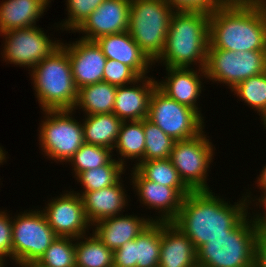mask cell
<instances>
[{
	"label": "cell",
	"instance_id": "obj_17",
	"mask_svg": "<svg viewBox=\"0 0 266 267\" xmlns=\"http://www.w3.org/2000/svg\"><path fill=\"white\" fill-rule=\"evenodd\" d=\"M131 0H105L74 31L83 33L80 38L94 41L97 38L128 31Z\"/></svg>",
	"mask_w": 266,
	"mask_h": 267
},
{
	"label": "cell",
	"instance_id": "obj_34",
	"mask_svg": "<svg viewBox=\"0 0 266 267\" xmlns=\"http://www.w3.org/2000/svg\"><path fill=\"white\" fill-rule=\"evenodd\" d=\"M36 263L42 267H76L75 238L57 237Z\"/></svg>",
	"mask_w": 266,
	"mask_h": 267
},
{
	"label": "cell",
	"instance_id": "obj_8",
	"mask_svg": "<svg viewBox=\"0 0 266 267\" xmlns=\"http://www.w3.org/2000/svg\"><path fill=\"white\" fill-rule=\"evenodd\" d=\"M57 237L41 209H26L12 216L14 265L37 262Z\"/></svg>",
	"mask_w": 266,
	"mask_h": 267
},
{
	"label": "cell",
	"instance_id": "obj_1",
	"mask_svg": "<svg viewBox=\"0 0 266 267\" xmlns=\"http://www.w3.org/2000/svg\"><path fill=\"white\" fill-rule=\"evenodd\" d=\"M212 191L199 190L187 194L172 222L188 236L196 249L212 238L225 236L251 209L244 194L232 205Z\"/></svg>",
	"mask_w": 266,
	"mask_h": 267
},
{
	"label": "cell",
	"instance_id": "obj_38",
	"mask_svg": "<svg viewBox=\"0 0 266 267\" xmlns=\"http://www.w3.org/2000/svg\"><path fill=\"white\" fill-rule=\"evenodd\" d=\"M175 11L213 12L227 0H165Z\"/></svg>",
	"mask_w": 266,
	"mask_h": 267
},
{
	"label": "cell",
	"instance_id": "obj_45",
	"mask_svg": "<svg viewBox=\"0 0 266 267\" xmlns=\"http://www.w3.org/2000/svg\"><path fill=\"white\" fill-rule=\"evenodd\" d=\"M254 1L266 5V0H254Z\"/></svg>",
	"mask_w": 266,
	"mask_h": 267
},
{
	"label": "cell",
	"instance_id": "obj_5",
	"mask_svg": "<svg viewBox=\"0 0 266 267\" xmlns=\"http://www.w3.org/2000/svg\"><path fill=\"white\" fill-rule=\"evenodd\" d=\"M257 235L249 212L225 236L212 238L197 249L198 267H254Z\"/></svg>",
	"mask_w": 266,
	"mask_h": 267
},
{
	"label": "cell",
	"instance_id": "obj_25",
	"mask_svg": "<svg viewBox=\"0 0 266 267\" xmlns=\"http://www.w3.org/2000/svg\"><path fill=\"white\" fill-rule=\"evenodd\" d=\"M121 123L114 113L85 116L82 119L84 142L113 150Z\"/></svg>",
	"mask_w": 266,
	"mask_h": 267
},
{
	"label": "cell",
	"instance_id": "obj_19",
	"mask_svg": "<svg viewBox=\"0 0 266 267\" xmlns=\"http://www.w3.org/2000/svg\"><path fill=\"white\" fill-rule=\"evenodd\" d=\"M153 77H140L135 82L118 86L113 113L122 121H137L147 118L151 94L157 86Z\"/></svg>",
	"mask_w": 266,
	"mask_h": 267
},
{
	"label": "cell",
	"instance_id": "obj_27",
	"mask_svg": "<svg viewBox=\"0 0 266 267\" xmlns=\"http://www.w3.org/2000/svg\"><path fill=\"white\" fill-rule=\"evenodd\" d=\"M116 149L118 161L125 167L126 161L135 160L137 166L144 161L145 133L143 130V119L137 121H122L117 141L113 150ZM126 160V161H125ZM138 161V162H137Z\"/></svg>",
	"mask_w": 266,
	"mask_h": 267
},
{
	"label": "cell",
	"instance_id": "obj_41",
	"mask_svg": "<svg viewBox=\"0 0 266 267\" xmlns=\"http://www.w3.org/2000/svg\"><path fill=\"white\" fill-rule=\"evenodd\" d=\"M258 176L259 177H257V179H256L257 180L256 186H257V188L259 187L258 189H260L262 193H261V196H259L258 198H257V196H256V198L254 196V197H252L254 199H252L251 198V195H252L251 192L250 191H249V193L246 192L245 198L248 199L247 201H248L249 205L250 204L252 205V202L254 203V201H256L257 199H262V198L266 197V164ZM251 200H252V202H251Z\"/></svg>",
	"mask_w": 266,
	"mask_h": 267
},
{
	"label": "cell",
	"instance_id": "obj_31",
	"mask_svg": "<svg viewBox=\"0 0 266 267\" xmlns=\"http://www.w3.org/2000/svg\"><path fill=\"white\" fill-rule=\"evenodd\" d=\"M147 180L171 188H189L179 176L170 159L142 161L134 166Z\"/></svg>",
	"mask_w": 266,
	"mask_h": 267
},
{
	"label": "cell",
	"instance_id": "obj_12",
	"mask_svg": "<svg viewBox=\"0 0 266 267\" xmlns=\"http://www.w3.org/2000/svg\"><path fill=\"white\" fill-rule=\"evenodd\" d=\"M42 29L44 28L36 25L1 33L3 39L5 38L1 53L3 61L31 70L49 56L61 45L62 40L50 39Z\"/></svg>",
	"mask_w": 266,
	"mask_h": 267
},
{
	"label": "cell",
	"instance_id": "obj_24",
	"mask_svg": "<svg viewBox=\"0 0 266 267\" xmlns=\"http://www.w3.org/2000/svg\"><path fill=\"white\" fill-rule=\"evenodd\" d=\"M51 0H5L0 3V34L30 28L48 9Z\"/></svg>",
	"mask_w": 266,
	"mask_h": 267
},
{
	"label": "cell",
	"instance_id": "obj_18",
	"mask_svg": "<svg viewBox=\"0 0 266 267\" xmlns=\"http://www.w3.org/2000/svg\"><path fill=\"white\" fill-rule=\"evenodd\" d=\"M166 76L157 87L168 97L194 109L203 119L197 100L203 91L202 80L207 78L205 68L165 67ZM202 77V78H201Z\"/></svg>",
	"mask_w": 266,
	"mask_h": 267
},
{
	"label": "cell",
	"instance_id": "obj_35",
	"mask_svg": "<svg viewBox=\"0 0 266 267\" xmlns=\"http://www.w3.org/2000/svg\"><path fill=\"white\" fill-rule=\"evenodd\" d=\"M105 0H66L67 19L61 21L56 27L72 33L84 22V20ZM64 27V28H63Z\"/></svg>",
	"mask_w": 266,
	"mask_h": 267
},
{
	"label": "cell",
	"instance_id": "obj_20",
	"mask_svg": "<svg viewBox=\"0 0 266 267\" xmlns=\"http://www.w3.org/2000/svg\"><path fill=\"white\" fill-rule=\"evenodd\" d=\"M94 41L107 59H114L128 65L140 77L147 76L154 64L128 31L104 35Z\"/></svg>",
	"mask_w": 266,
	"mask_h": 267
},
{
	"label": "cell",
	"instance_id": "obj_39",
	"mask_svg": "<svg viewBox=\"0 0 266 267\" xmlns=\"http://www.w3.org/2000/svg\"><path fill=\"white\" fill-rule=\"evenodd\" d=\"M257 201L258 202H255L252 205L254 207H255V204H256V207L259 205V209H261L260 208V206H261L265 210L264 211L263 210L262 211L258 210V212H256V213H254L252 211V215H253L252 217L254 218V221H255V224H256L257 233L260 236H266V197L262 198V199H257Z\"/></svg>",
	"mask_w": 266,
	"mask_h": 267
},
{
	"label": "cell",
	"instance_id": "obj_14",
	"mask_svg": "<svg viewBox=\"0 0 266 267\" xmlns=\"http://www.w3.org/2000/svg\"><path fill=\"white\" fill-rule=\"evenodd\" d=\"M63 193L48 200L49 203L41 210L47 219L48 225L58 237L76 239L86 235L92 225L85 215L80 195L75 193L74 190H66Z\"/></svg>",
	"mask_w": 266,
	"mask_h": 267
},
{
	"label": "cell",
	"instance_id": "obj_44",
	"mask_svg": "<svg viewBox=\"0 0 266 267\" xmlns=\"http://www.w3.org/2000/svg\"><path fill=\"white\" fill-rule=\"evenodd\" d=\"M4 262H5V260H4L3 258L0 257V267H5V266H6L5 264H6L7 262H5V263H4Z\"/></svg>",
	"mask_w": 266,
	"mask_h": 267
},
{
	"label": "cell",
	"instance_id": "obj_46",
	"mask_svg": "<svg viewBox=\"0 0 266 267\" xmlns=\"http://www.w3.org/2000/svg\"><path fill=\"white\" fill-rule=\"evenodd\" d=\"M262 120V124L264 125V127H265V129H266V116L263 118V119H261Z\"/></svg>",
	"mask_w": 266,
	"mask_h": 267
},
{
	"label": "cell",
	"instance_id": "obj_33",
	"mask_svg": "<svg viewBox=\"0 0 266 267\" xmlns=\"http://www.w3.org/2000/svg\"><path fill=\"white\" fill-rule=\"evenodd\" d=\"M113 152L106 147L84 143L67 163H71L73 177L76 178L83 171L106 165L112 156H116Z\"/></svg>",
	"mask_w": 266,
	"mask_h": 267
},
{
	"label": "cell",
	"instance_id": "obj_32",
	"mask_svg": "<svg viewBox=\"0 0 266 267\" xmlns=\"http://www.w3.org/2000/svg\"><path fill=\"white\" fill-rule=\"evenodd\" d=\"M143 130L145 133L144 161L169 159L176 141L147 118L143 119Z\"/></svg>",
	"mask_w": 266,
	"mask_h": 267
},
{
	"label": "cell",
	"instance_id": "obj_7",
	"mask_svg": "<svg viewBox=\"0 0 266 267\" xmlns=\"http://www.w3.org/2000/svg\"><path fill=\"white\" fill-rule=\"evenodd\" d=\"M73 110H45L38 127V141L43 156L58 163L68 162L85 143L82 122L74 118ZM73 115V116H72Z\"/></svg>",
	"mask_w": 266,
	"mask_h": 267
},
{
	"label": "cell",
	"instance_id": "obj_16",
	"mask_svg": "<svg viewBox=\"0 0 266 267\" xmlns=\"http://www.w3.org/2000/svg\"><path fill=\"white\" fill-rule=\"evenodd\" d=\"M70 59L71 71L76 87L82 88L103 81L107 58L95 41L82 38L63 43Z\"/></svg>",
	"mask_w": 266,
	"mask_h": 267
},
{
	"label": "cell",
	"instance_id": "obj_13",
	"mask_svg": "<svg viewBox=\"0 0 266 267\" xmlns=\"http://www.w3.org/2000/svg\"><path fill=\"white\" fill-rule=\"evenodd\" d=\"M131 170L130 183L137 193V201L147 209L158 211V216L152 222H173L179 214L184 197L192 190L190 188H171L147 180L136 168ZM157 217V218H156Z\"/></svg>",
	"mask_w": 266,
	"mask_h": 267
},
{
	"label": "cell",
	"instance_id": "obj_42",
	"mask_svg": "<svg viewBox=\"0 0 266 267\" xmlns=\"http://www.w3.org/2000/svg\"><path fill=\"white\" fill-rule=\"evenodd\" d=\"M7 153L5 150H3V147L0 146V165H3L4 161L6 162V157Z\"/></svg>",
	"mask_w": 266,
	"mask_h": 267
},
{
	"label": "cell",
	"instance_id": "obj_6",
	"mask_svg": "<svg viewBox=\"0 0 266 267\" xmlns=\"http://www.w3.org/2000/svg\"><path fill=\"white\" fill-rule=\"evenodd\" d=\"M174 9L165 0H131L128 32L154 62L163 52Z\"/></svg>",
	"mask_w": 266,
	"mask_h": 267
},
{
	"label": "cell",
	"instance_id": "obj_43",
	"mask_svg": "<svg viewBox=\"0 0 266 267\" xmlns=\"http://www.w3.org/2000/svg\"><path fill=\"white\" fill-rule=\"evenodd\" d=\"M19 267H42L40 265H38L36 262L35 263H28V264H24V265H21Z\"/></svg>",
	"mask_w": 266,
	"mask_h": 267
},
{
	"label": "cell",
	"instance_id": "obj_23",
	"mask_svg": "<svg viewBox=\"0 0 266 267\" xmlns=\"http://www.w3.org/2000/svg\"><path fill=\"white\" fill-rule=\"evenodd\" d=\"M159 267H198L197 249L172 222H161Z\"/></svg>",
	"mask_w": 266,
	"mask_h": 267
},
{
	"label": "cell",
	"instance_id": "obj_29",
	"mask_svg": "<svg viewBox=\"0 0 266 267\" xmlns=\"http://www.w3.org/2000/svg\"><path fill=\"white\" fill-rule=\"evenodd\" d=\"M126 168L114 157L101 167L83 171L77 177V183L80 182L83 191L92 192L116 184L126 172Z\"/></svg>",
	"mask_w": 266,
	"mask_h": 267
},
{
	"label": "cell",
	"instance_id": "obj_15",
	"mask_svg": "<svg viewBox=\"0 0 266 267\" xmlns=\"http://www.w3.org/2000/svg\"><path fill=\"white\" fill-rule=\"evenodd\" d=\"M161 222H152L135 239L113 251V267H159Z\"/></svg>",
	"mask_w": 266,
	"mask_h": 267
},
{
	"label": "cell",
	"instance_id": "obj_4",
	"mask_svg": "<svg viewBox=\"0 0 266 267\" xmlns=\"http://www.w3.org/2000/svg\"><path fill=\"white\" fill-rule=\"evenodd\" d=\"M30 71L41 110H73L78 94L66 49L60 45Z\"/></svg>",
	"mask_w": 266,
	"mask_h": 267
},
{
	"label": "cell",
	"instance_id": "obj_30",
	"mask_svg": "<svg viewBox=\"0 0 266 267\" xmlns=\"http://www.w3.org/2000/svg\"><path fill=\"white\" fill-rule=\"evenodd\" d=\"M230 91L259 113L261 119L266 116V71L245 79Z\"/></svg>",
	"mask_w": 266,
	"mask_h": 267
},
{
	"label": "cell",
	"instance_id": "obj_22",
	"mask_svg": "<svg viewBox=\"0 0 266 267\" xmlns=\"http://www.w3.org/2000/svg\"><path fill=\"white\" fill-rule=\"evenodd\" d=\"M151 223V216L146 218L134 214L125 216L121 214L102 219L91 228L107 248L115 251L124 243L135 239Z\"/></svg>",
	"mask_w": 266,
	"mask_h": 267
},
{
	"label": "cell",
	"instance_id": "obj_10",
	"mask_svg": "<svg viewBox=\"0 0 266 267\" xmlns=\"http://www.w3.org/2000/svg\"><path fill=\"white\" fill-rule=\"evenodd\" d=\"M147 119L175 141L196 137L206 126L194 109L168 97L157 86L150 97Z\"/></svg>",
	"mask_w": 266,
	"mask_h": 267
},
{
	"label": "cell",
	"instance_id": "obj_11",
	"mask_svg": "<svg viewBox=\"0 0 266 267\" xmlns=\"http://www.w3.org/2000/svg\"><path fill=\"white\" fill-rule=\"evenodd\" d=\"M204 132L205 130L187 140L176 141L169 158L183 182L192 191L211 190L207 177L216 148Z\"/></svg>",
	"mask_w": 266,
	"mask_h": 267
},
{
	"label": "cell",
	"instance_id": "obj_40",
	"mask_svg": "<svg viewBox=\"0 0 266 267\" xmlns=\"http://www.w3.org/2000/svg\"><path fill=\"white\" fill-rule=\"evenodd\" d=\"M254 267H266V236L257 235Z\"/></svg>",
	"mask_w": 266,
	"mask_h": 267
},
{
	"label": "cell",
	"instance_id": "obj_3",
	"mask_svg": "<svg viewBox=\"0 0 266 267\" xmlns=\"http://www.w3.org/2000/svg\"><path fill=\"white\" fill-rule=\"evenodd\" d=\"M210 13L174 11L164 50L154 61L165 67L205 68L209 45ZM198 63V64H197ZM193 65V66H192Z\"/></svg>",
	"mask_w": 266,
	"mask_h": 267
},
{
	"label": "cell",
	"instance_id": "obj_21",
	"mask_svg": "<svg viewBox=\"0 0 266 267\" xmlns=\"http://www.w3.org/2000/svg\"><path fill=\"white\" fill-rule=\"evenodd\" d=\"M122 182L121 178L112 186L92 192L74 191L80 195L85 215L91 225L102 219L123 214V208H127L129 200Z\"/></svg>",
	"mask_w": 266,
	"mask_h": 267
},
{
	"label": "cell",
	"instance_id": "obj_37",
	"mask_svg": "<svg viewBox=\"0 0 266 267\" xmlns=\"http://www.w3.org/2000/svg\"><path fill=\"white\" fill-rule=\"evenodd\" d=\"M6 210H0V257L5 261L13 260L12 217Z\"/></svg>",
	"mask_w": 266,
	"mask_h": 267
},
{
	"label": "cell",
	"instance_id": "obj_26",
	"mask_svg": "<svg viewBox=\"0 0 266 267\" xmlns=\"http://www.w3.org/2000/svg\"><path fill=\"white\" fill-rule=\"evenodd\" d=\"M116 91L117 86L104 81L79 88L73 111L82 109L84 116L113 113Z\"/></svg>",
	"mask_w": 266,
	"mask_h": 267
},
{
	"label": "cell",
	"instance_id": "obj_36",
	"mask_svg": "<svg viewBox=\"0 0 266 267\" xmlns=\"http://www.w3.org/2000/svg\"><path fill=\"white\" fill-rule=\"evenodd\" d=\"M140 76L128 65L114 59H107L104 66L103 81L114 86L130 85Z\"/></svg>",
	"mask_w": 266,
	"mask_h": 267
},
{
	"label": "cell",
	"instance_id": "obj_28",
	"mask_svg": "<svg viewBox=\"0 0 266 267\" xmlns=\"http://www.w3.org/2000/svg\"><path fill=\"white\" fill-rule=\"evenodd\" d=\"M87 236L75 239L76 267H113V251L94 232Z\"/></svg>",
	"mask_w": 266,
	"mask_h": 267
},
{
	"label": "cell",
	"instance_id": "obj_9",
	"mask_svg": "<svg viewBox=\"0 0 266 267\" xmlns=\"http://www.w3.org/2000/svg\"><path fill=\"white\" fill-rule=\"evenodd\" d=\"M207 79L233 89L245 79L266 71V50L234 52L208 45ZM217 81V82H216Z\"/></svg>",
	"mask_w": 266,
	"mask_h": 267
},
{
	"label": "cell",
	"instance_id": "obj_2",
	"mask_svg": "<svg viewBox=\"0 0 266 267\" xmlns=\"http://www.w3.org/2000/svg\"><path fill=\"white\" fill-rule=\"evenodd\" d=\"M209 44L236 53L266 50V5L227 0L210 13Z\"/></svg>",
	"mask_w": 266,
	"mask_h": 267
}]
</instances>
